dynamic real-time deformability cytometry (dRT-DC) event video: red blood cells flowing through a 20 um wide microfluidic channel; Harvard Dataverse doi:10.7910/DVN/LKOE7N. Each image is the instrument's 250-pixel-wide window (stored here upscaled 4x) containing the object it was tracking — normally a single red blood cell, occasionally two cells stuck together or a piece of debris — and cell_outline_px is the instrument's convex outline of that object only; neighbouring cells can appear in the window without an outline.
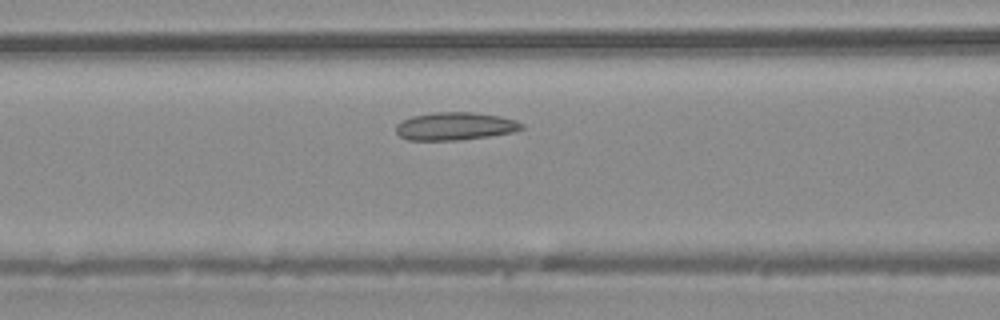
{"species": "common noctule bat (a hibernating species)", "species_latin": "Nyctalus noctula", "temperature_condition": "warm", "stored_images_in_passage": 39, "camera_frame_rate_fps": 3000, "um_per_image_px": 0.085, "animal": {"sex": "male", "body_mass_g": 20.4}, "frame": {"image": 1, "passage_image": 12, "time_ms": 3.667, "image_size_px": [1000, 320], "cell_outline_px": [[524, 128], [516, 132], [488, 136], [456, 140], [408, 140], [400, 136], [396, 132], [396, 124], [412, 116], [432, 112], [476, 112], [500, 116], [516, 120], [524, 124]], "centroid_in_image_um": [38.71, 10.72], "position_along_channel_um": 127.9, "area_um2": 20.52}}
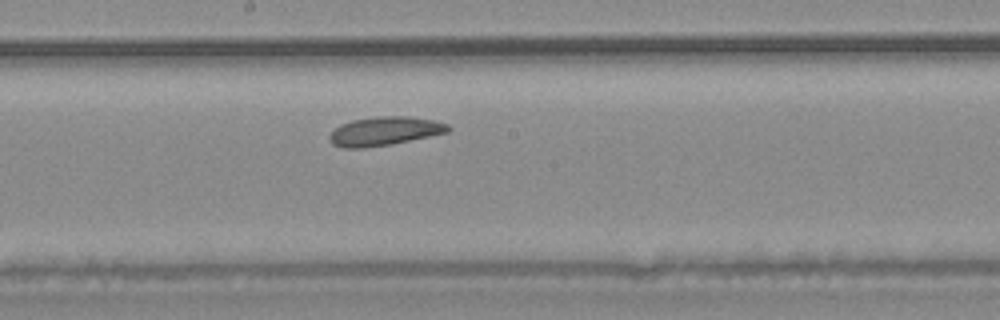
{"frame": {"image": 2, "passage_image": 18, "time_ms": 5.667, "image_size_px": [1000, 320], "cell_outline_px": [[452, 128], [448, 132], [392, 144], [364, 148], [344, 148], [332, 144], [328, 136], [340, 124], [352, 120], [380, 116], [408, 116], [432, 120], [448, 124]], "centroid_in_image_um": [32.68, 11.15], "position_along_channel_um": 215.5, "area_um2": 19.83}}
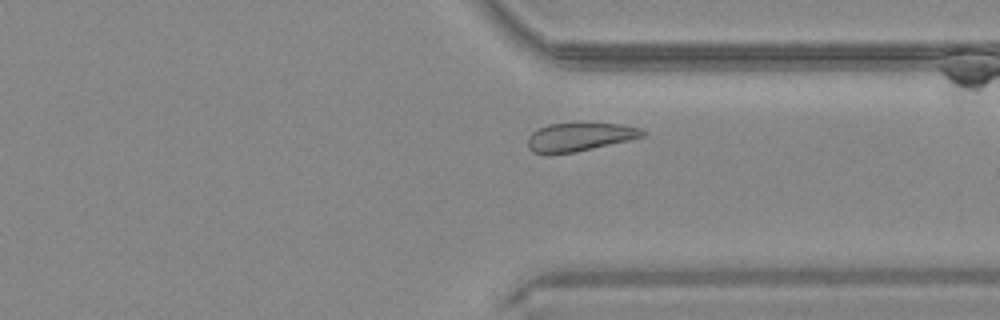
{"frame": {"image": 3, "passage_image": 28, "time_ms": 9.0, "image_size_px": [1000, 320], "cell_outline_px": [[648, 132], [644, 136], [628, 140], [576, 152], [548, 156], [544, 156], [532, 152], [528, 148], [528, 136], [532, 132], [548, 124], [576, 120], [580, 120], [624, 124], [640, 128]], "centroid_in_image_um": [49.24, 11.61], "position_along_channel_um": 362.2, "area_um2": 20.35}}